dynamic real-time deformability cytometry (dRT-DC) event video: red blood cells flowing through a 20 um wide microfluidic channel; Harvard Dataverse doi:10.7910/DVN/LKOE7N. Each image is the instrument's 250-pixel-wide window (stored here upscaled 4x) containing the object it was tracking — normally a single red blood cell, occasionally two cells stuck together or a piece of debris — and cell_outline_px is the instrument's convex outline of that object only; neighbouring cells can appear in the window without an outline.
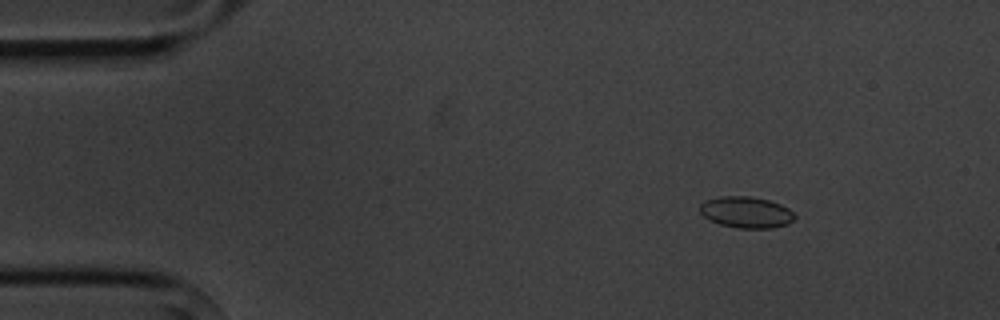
{"species": "common noctule bat (a hibernating species)", "species_latin": "Nyctalus noctula", "temperature_condition": "cold", "stored_images_in_passage": 6, "camera_frame_rate_fps": 3000, "um_per_image_px": 0.085, "animal": {"sex": "male", "body_mass_g": 20.1, "forearm_length_mm": 53.5}, "frame": {"image": 1, "passage_image": 3, "time_ms": 2.333, "image_size_px": [1000, 320], "cell_outline_px": [[796, 216], [788, 224], [772, 228], [740, 228], [720, 224], [708, 220], [700, 212], [700, 204], [704, 200], [720, 196], [748, 196], [768, 200], [780, 204], [788, 208]], "centroid_in_image_um": [63.4, 18.04], "position_along_channel_um": 21.6, "area_um2": 17.28}}